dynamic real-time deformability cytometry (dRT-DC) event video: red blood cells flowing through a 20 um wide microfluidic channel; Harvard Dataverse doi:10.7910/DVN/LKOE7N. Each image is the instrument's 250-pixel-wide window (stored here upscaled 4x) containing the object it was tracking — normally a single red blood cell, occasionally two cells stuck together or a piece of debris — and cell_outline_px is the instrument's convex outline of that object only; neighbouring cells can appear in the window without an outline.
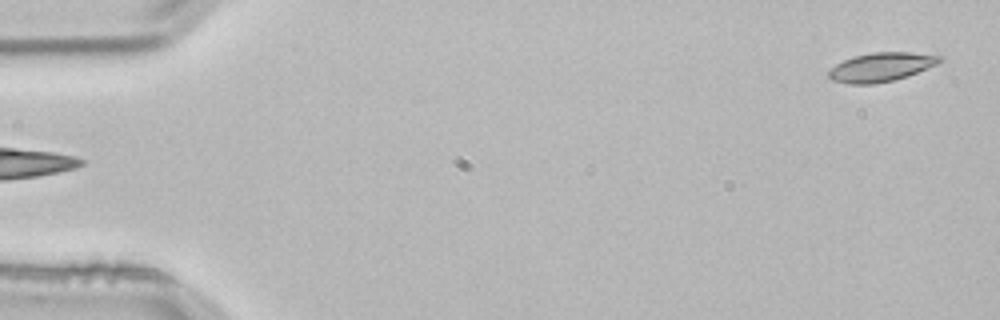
{"species": "common noctule bat (a hibernating species)", "species_latin": "Nyctalus noctula", "temperature_condition": "room temperature", "stored_images_in_passage": 3, "segment_of_instrument_passage": [2, 2], "camera_frame_rate_fps": 3000, "um_per_image_px": 0.085, "animal": {"sex": "male", "body_mass_g": 21.5, "forearm_length_mm": 52.0}, "frame": {"image": 1, "passage_image": 3, "time_ms": 0.667, "image_size_px": [1000, 320], "cell_outline_px": [[944, 60], [936, 64], [908, 76], [892, 80], [872, 84], [848, 84], [832, 80], [828, 76], [828, 72], [836, 64], [844, 60], [856, 56], [872, 52], [908, 52], [944, 56]], "centroid_in_image_um": [74.91, 5.7], "position_along_channel_um": 10.1, "area_um2": 18.55}}